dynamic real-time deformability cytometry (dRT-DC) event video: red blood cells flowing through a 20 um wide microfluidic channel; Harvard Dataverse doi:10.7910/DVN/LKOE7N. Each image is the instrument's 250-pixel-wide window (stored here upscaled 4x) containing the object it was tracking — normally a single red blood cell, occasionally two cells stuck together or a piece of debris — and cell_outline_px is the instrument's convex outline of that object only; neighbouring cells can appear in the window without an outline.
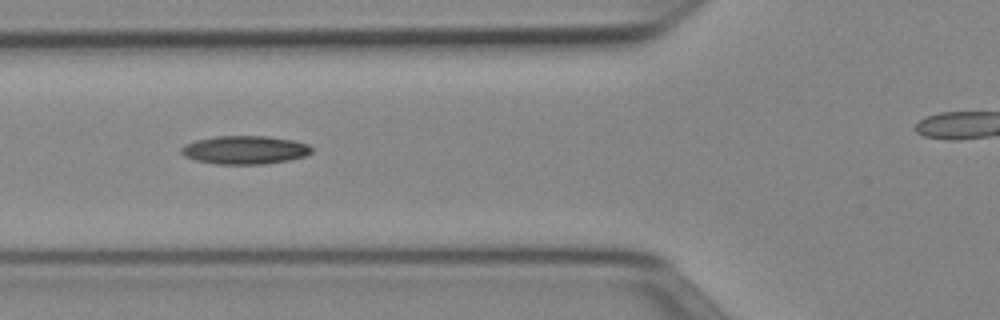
{"species": "Egyptian fruit bat (a non-hibernating species)", "species_latin": "Rousettus aegyptiacus", "temperature_condition": "cold", "stored_images_in_passage": 9, "camera_frame_rate_fps": 3000, "um_per_image_px": 0.085, "animal": {"sex": "female"}, "frame": {"image": 1, "passage_image": 6, "time_ms": 1.667, "image_size_px": [1000, 320], "cell_outline_px": [[312, 152], [308, 156], [288, 160], [264, 164], [216, 164], [196, 160], [184, 156], [180, 152], [180, 148], [184, 144], [196, 140], [216, 136], [268, 136], [292, 140], [308, 144], [312, 148]], "centroid_in_image_um": [20.81, 12.74], "position_along_channel_um": 105.0, "area_um2": 21.68}}